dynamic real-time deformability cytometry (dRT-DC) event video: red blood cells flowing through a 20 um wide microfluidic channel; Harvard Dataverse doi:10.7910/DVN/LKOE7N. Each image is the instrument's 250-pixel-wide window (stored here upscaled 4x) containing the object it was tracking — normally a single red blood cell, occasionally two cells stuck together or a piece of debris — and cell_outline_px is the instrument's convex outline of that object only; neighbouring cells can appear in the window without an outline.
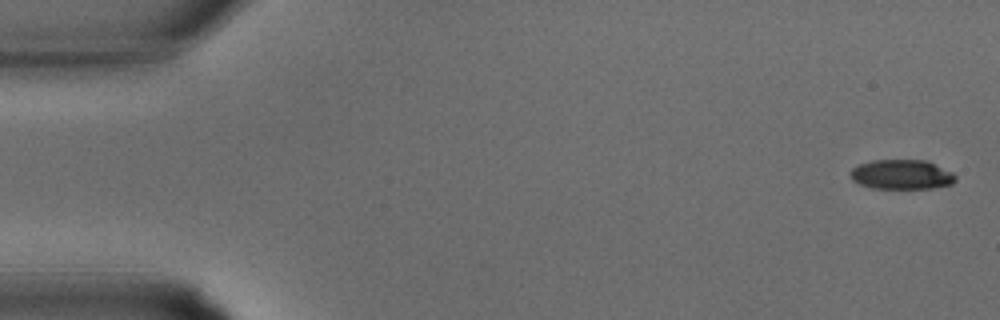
{"species": "common noctule bat (a hibernating species)", "species_latin": "Nyctalus noctula", "temperature_condition": "warm", "stored_images_in_passage": 33, "camera_frame_rate_fps": 3000, "um_per_image_px": 0.085, "animal": {"sex": "male", "body_mass_g": 15.6}, "frame": {"image": 1, "passage_image": 1, "time_ms": 0.0, "image_size_px": [1000, 320], "cell_outline_px": [[956, 180], [952, 184], [932, 188], [872, 188], [860, 184], [852, 180], [848, 172], [852, 168], [860, 164], [872, 160], [928, 160], [952, 172], [956, 176]], "centroid_in_image_um": [76.63, 14.83], "position_along_channel_um": 8.4, "area_um2": 18.26}}
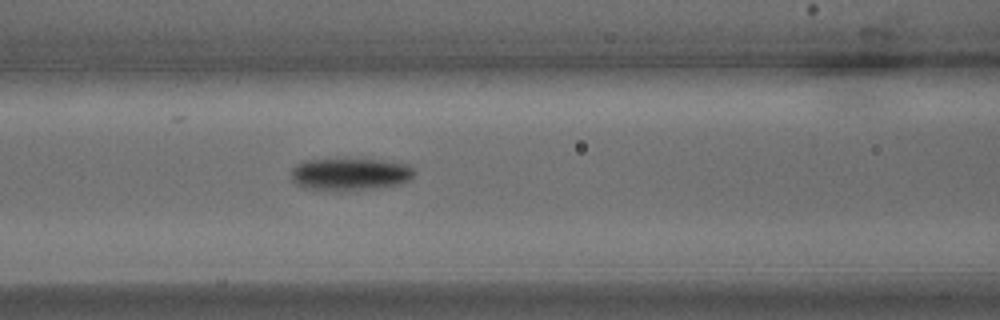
{"frame": {"image": 2, "passage_image": 14, "time_ms": 4.333, "image_size_px": [1000, 320], "cell_outline_px": [[416, 172], [408, 180], [400, 184], [372, 188], [304, 188], [296, 184], [292, 180], [292, 168], [296, 164], [304, 160], [376, 160], [408, 164]], "centroid_in_image_um": [29.76, 14.77], "position_along_channel_um": 136.8, "area_um2": 22.14}}
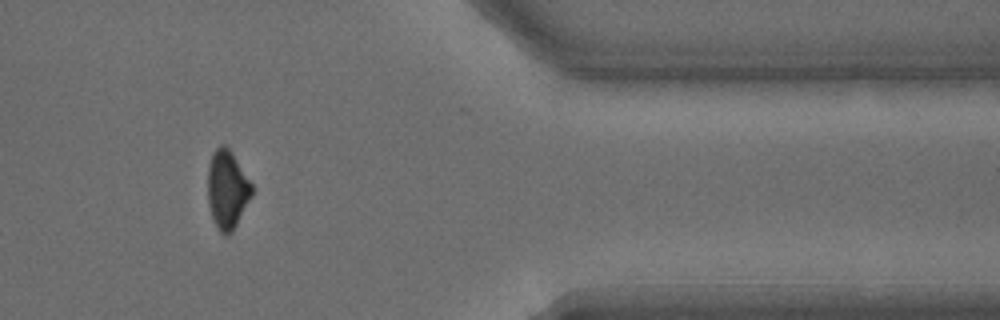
{"frame": {"image": 3, "passage_image": 28, "time_ms": 9.0, "image_size_px": [1000, 320], "cell_outline_px": [[252, 196], [232, 232], [224, 236], [220, 232], [212, 216], [208, 204], [208, 164], [212, 152], [220, 144], [224, 144], [232, 152], [252, 184]], "centroid_in_image_um": [19.3, 16.08], "position_along_channel_um": 392.1, "area_um2": 20.11}}